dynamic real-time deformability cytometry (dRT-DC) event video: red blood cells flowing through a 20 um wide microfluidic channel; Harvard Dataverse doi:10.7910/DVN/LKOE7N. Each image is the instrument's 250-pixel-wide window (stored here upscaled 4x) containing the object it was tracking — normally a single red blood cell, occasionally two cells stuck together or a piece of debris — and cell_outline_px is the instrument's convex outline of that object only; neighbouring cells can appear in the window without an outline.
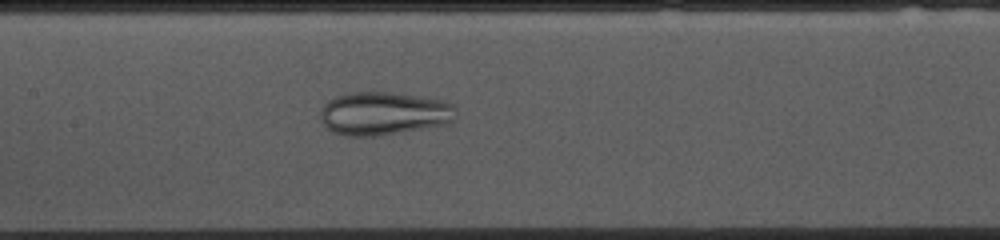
{"species": "common noctule bat (a hibernating species)", "species_latin": "Nyctalus noctula", "temperature_condition": "cold", "stored_images_in_passage": 52, "camera_frame_rate_fps": 3000, "um_per_image_px": 0.085, "animal": {"sex": "female", "body_mass_g": 10.0, "forearm_length_mm": 53.1}, "frame": {"image": 1, "passage_image": 23, "time_ms": 7.333, "image_size_px": [1000, 240], "cell_outline_px": [[456, 120], [448, 124], [380, 136], [344, 136], [332, 132], [320, 120], [320, 112], [324, 104], [332, 96], [344, 92], [388, 92], [444, 100], [452, 104], [456, 108]], "centroid_in_image_um": [32.61, 9.65], "position_along_channel_um": 174.8, "area_um2": 34.74}}
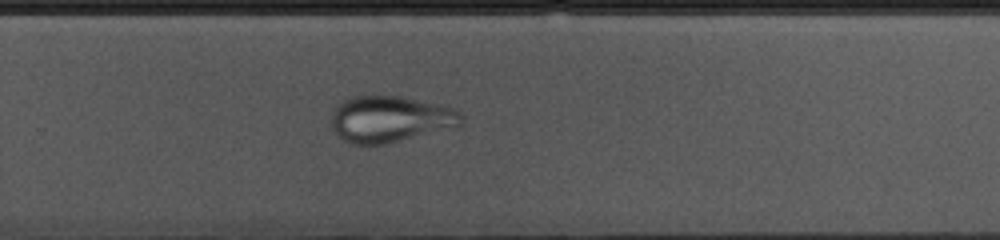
{"frame": {"image": 2, "passage_image": 33, "time_ms": 10.667, "image_size_px": [1000, 240], "cell_outline_px": [[464, 116], [460, 124], [456, 128], [384, 144], [356, 144], [344, 140], [332, 128], [332, 108], [336, 104], [352, 96], [400, 96], [448, 104], [456, 108]], "centroid_in_image_um": [33.24, 10.1], "position_along_channel_um": 296.6, "area_um2": 35.72}}
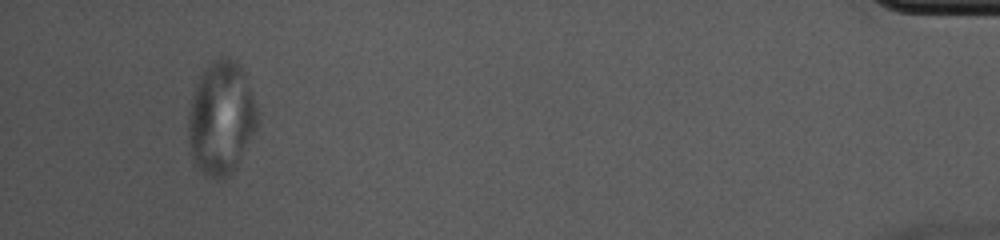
{"frame": {"image": 3, "passage_image": 49, "time_ms": 16.0, "image_size_px": [1000, 240], "cell_outline_px": [[256, 132], [240, 160], [232, 172], [228, 176], [216, 180], [200, 172], [192, 164], [188, 140], [188, 112], [192, 96], [196, 84], [204, 68], [208, 64], [220, 56], [228, 56], [244, 72], [256, 104]], "centroid_in_image_um": [18.76, 10.08], "position_along_channel_um": 416.4, "area_um2": 46.01}}